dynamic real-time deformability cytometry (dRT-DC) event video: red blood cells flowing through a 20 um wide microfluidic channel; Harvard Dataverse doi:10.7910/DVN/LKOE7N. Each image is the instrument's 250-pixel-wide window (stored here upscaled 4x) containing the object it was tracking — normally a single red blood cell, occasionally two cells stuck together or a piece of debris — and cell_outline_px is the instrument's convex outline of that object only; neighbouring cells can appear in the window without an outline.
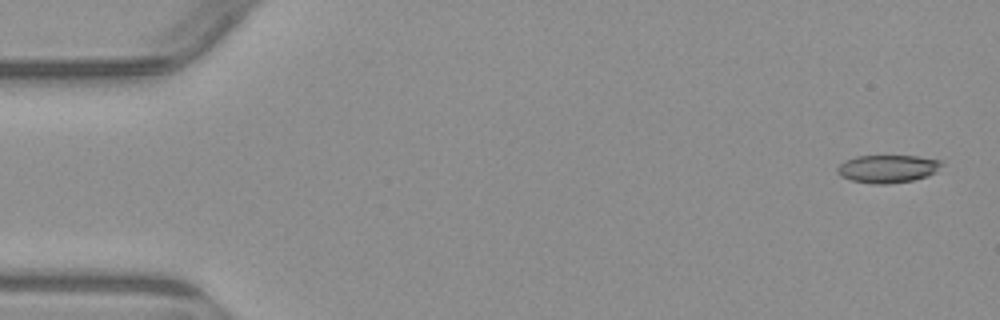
{"species": "common noctule bat (a hibernating species)", "species_latin": "Nyctalus noctula", "temperature_condition": "warm", "stored_images_in_passage": 5, "camera_frame_rate_fps": 3000, "um_per_image_px": 0.085, "animal": {"sex": "male", "body_mass_g": 23.1, "forearm_length_mm": 52.7}, "frame": {"image": 1, "passage_image": 1, "time_ms": 0.0, "image_size_px": [1000, 320], "cell_outline_px": [[944, 164], [936, 172], [928, 176], [912, 180], [888, 184], [872, 184], [852, 180], [840, 176], [836, 172], [836, 168], [844, 160], [856, 156], [916, 156], [944, 160]], "centroid_in_image_um": [75.47, 14.34], "position_along_channel_um": 9.5, "area_um2": 17.17}}